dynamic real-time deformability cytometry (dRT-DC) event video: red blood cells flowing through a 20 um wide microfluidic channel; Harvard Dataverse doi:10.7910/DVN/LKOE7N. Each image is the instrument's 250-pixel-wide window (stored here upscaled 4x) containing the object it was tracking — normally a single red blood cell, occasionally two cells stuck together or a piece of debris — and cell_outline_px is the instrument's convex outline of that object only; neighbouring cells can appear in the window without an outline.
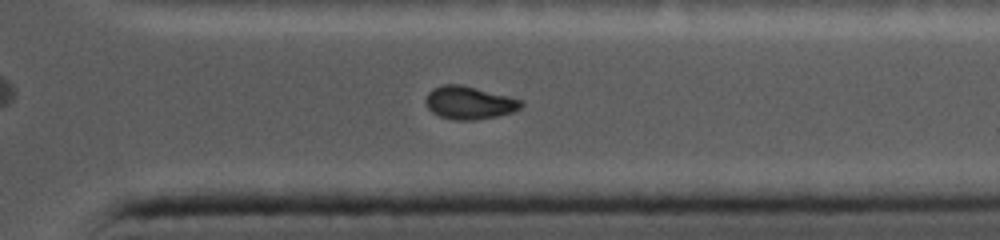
{"species": "common noctule bat (a hibernating species)", "species_latin": "Nyctalus noctula", "temperature_condition": "cold", "stored_images_in_passage": 31, "camera_frame_rate_fps": 5000, "um_per_image_px": 0.085, "animal": {"sex": "female", "body_mass_g": 19.0, "forearm_length_mm": 56.7}, "frame": {"image": 1, "passage_image": 27, "time_ms": 14.4, "image_size_px": [1000, 240], "cell_outline_px": [[524, 104], [520, 108], [512, 112], [496, 116], [476, 120], [456, 120], [440, 116], [432, 112], [428, 108], [424, 100], [428, 92], [432, 88], [444, 84], [460, 84], [524, 100]], "centroid_in_image_um": [39.87, 8.73], "position_along_channel_um": 371.5, "area_um2": 18.32}}
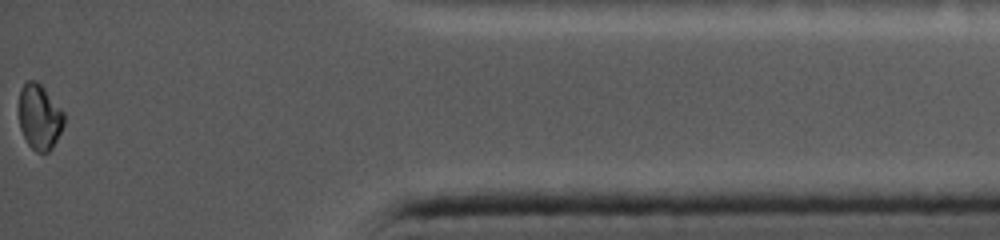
{"frame": {"image": 2, "passage_image": 31, "time_ms": 16.8, "image_size_px": [1000, 240], "cell_outline_px": [[64, 124], [52, 148], [48, 152], [36, 152], [28, 144], [20, 128], [20, 88], [28, 80], [36, 80], [44, 88], [64, 112]], "centroid_in_image_um": [3.37, 9.94], "position_along_channel_um": 431.8, "area_um2": 16.94}}